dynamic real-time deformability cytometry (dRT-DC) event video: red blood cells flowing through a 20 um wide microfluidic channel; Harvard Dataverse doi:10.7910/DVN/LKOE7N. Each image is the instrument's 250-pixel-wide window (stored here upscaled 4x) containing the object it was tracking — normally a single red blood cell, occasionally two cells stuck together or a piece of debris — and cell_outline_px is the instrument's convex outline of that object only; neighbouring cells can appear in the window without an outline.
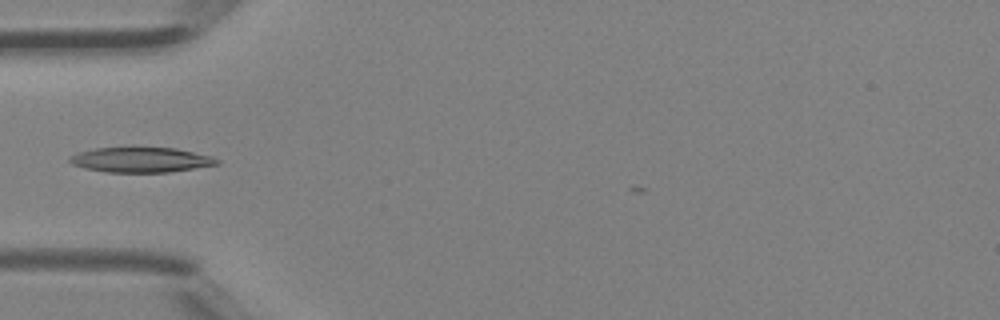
{"species": "Egyptian fruit bat (a non-hibernating species)", "species_latin": "Rousettus aegyptiacus", "temperature_condition": "room temperature", "stored_images_in_passage": 4, "camera_frame_rate_fps": 3000, "um_per_image_px": 0.085, "animal": {"sex": "female"}, "frame": {"image": 1, "passage_image": 4, "time_ms": 1.0, "image_size_px": [1000, 320], "cell_outline_px": [[220, 164], [168, 172], [108, 172], [84, 168], [72, 164], [68, 160], [68, 156], [76, 152], [96, 148], [132, 144], [176, 148], [212, 156], [220, 160]], "centroid_in_image_um": [11.93, 13.53], "position_along_channel_um": 73.1, "area_um2": 22.6}}